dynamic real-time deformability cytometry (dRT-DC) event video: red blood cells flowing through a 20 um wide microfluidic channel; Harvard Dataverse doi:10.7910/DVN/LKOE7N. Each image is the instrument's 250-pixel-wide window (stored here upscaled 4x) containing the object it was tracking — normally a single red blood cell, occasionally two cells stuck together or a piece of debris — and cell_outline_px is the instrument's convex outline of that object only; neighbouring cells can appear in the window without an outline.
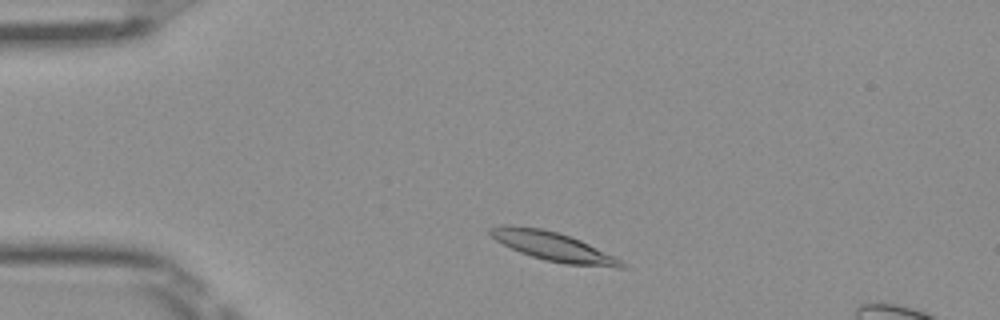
{"species": "Egyptian fruit bat (a non-hibernating species)", "species_latin": "Rousettus aegyptiacus", "temperature_condition": "room temperature", "stored_images_in_passage": 46, "segment_of_instrument_passage": [1, 2], "camera_frame_rate_fps": 3000, "um_per_image_px": 0.085, "frame": {"image": 1, "passage_image": 5, "time_ms": 1.333, "image_size_px": [1000, 320], "cell_outline_px": [[628, 268], [616, 268], [564, 264], [532, 256], [520, 252], [496, 240], [488, 232], [488, 228], [504, 224], [508, 224], [540, 228], [556, 232], [580, 240], [616, 256]], "centroid_in_image_um": [47.04, 20.95], "position_along_channel_um": 38.0, "area_um2": 22.02}}
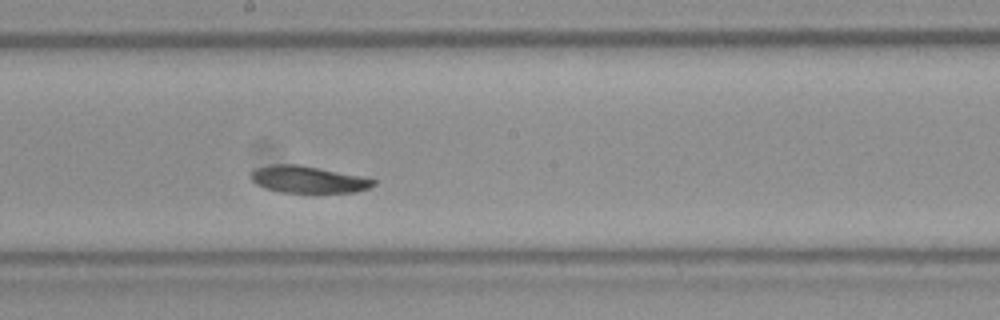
{"frame": {"image": 2, "passage_image": 22, "time_ms": 7.0, "image_size_px": [1000, 320], "cell_outline_px": [[376, 184], [368, 188], [356, 192], [316, 196], [280, 192], [264, 188], [256, 184], [252, 180], [252, 172], [256, 168], [272, 164], [300, 164], [360, 176], [376, 180]], "centroid_in_image_um": [26.22, 15.31], "position_along_channel_um": 222.0, "area_um2": 20.17}}
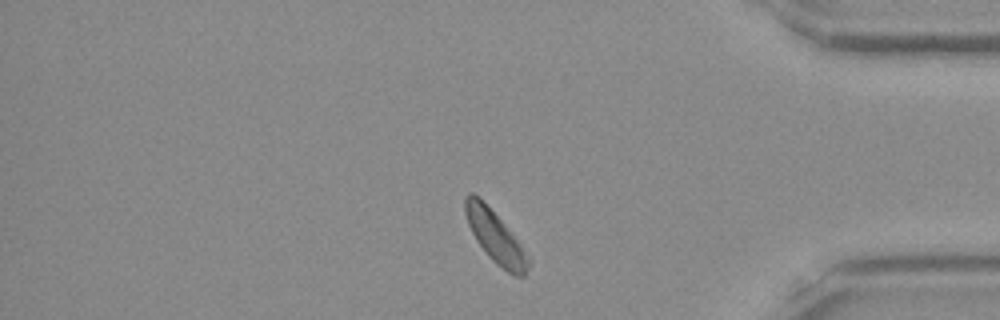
{"frame": {"image": 3, "passage_image": 37, "time_ms": 12.0, "image_size_px": [1000, 320], "cell_outline_px": [[528, 268], [524, 276], [512, 276], [496, 264], [488, 256], [476, 240], [468, 224], [464, 212], [464, 200], [468, 192], [472, 192], [500, 220], [520, 244], [528, 256]], "centroid_in_image_um": [42.08, 20.18], "position_along_channel_um": 393.1, "area_um2": 18.38}}